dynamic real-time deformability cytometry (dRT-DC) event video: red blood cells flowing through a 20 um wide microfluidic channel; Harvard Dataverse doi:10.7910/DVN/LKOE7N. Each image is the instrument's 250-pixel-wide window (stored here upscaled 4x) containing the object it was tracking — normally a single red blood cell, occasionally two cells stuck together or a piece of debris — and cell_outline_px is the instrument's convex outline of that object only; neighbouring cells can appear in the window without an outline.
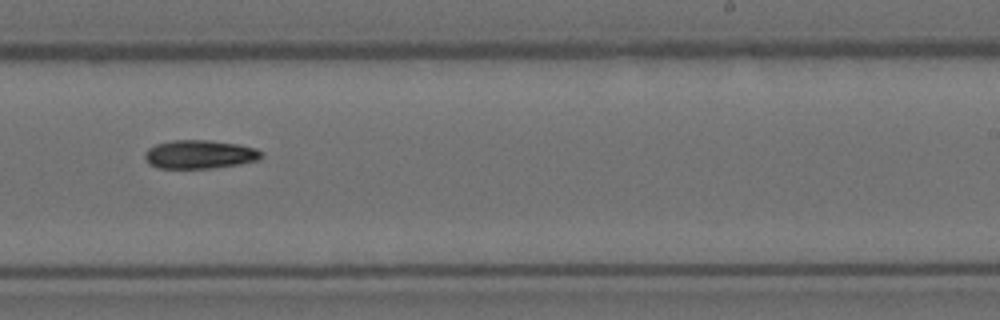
{"species": "Egyptian fruit bat (a non-hibernating species)", "species_latin": "Rousettus aegyptiacus", "temperature_condition": "room temperature", "stored_images_in_passage": 15, "camera_frame_rate_fps": 3000, "um_per_image_px": 0.085, "animal": {"sex": "female"}, "frame": {"image": 1, "passage_image": 9, "time_ms": 2.667, "image_size_px": [1000, 320], "cell_outline_px": [[264, 156], [260, 160], [240, 164], [212, 168], [160, 168], [148, 164], [144, 156], [144, 152], [148, 148], [156, 144], [172, 140], [208, 140], [240, 144], [256, 148], [264, 152]], "centroid_in_image_um": [17.01, 13.12], "position_along_channel_um": 272.0, "area_um2": 19.71}}
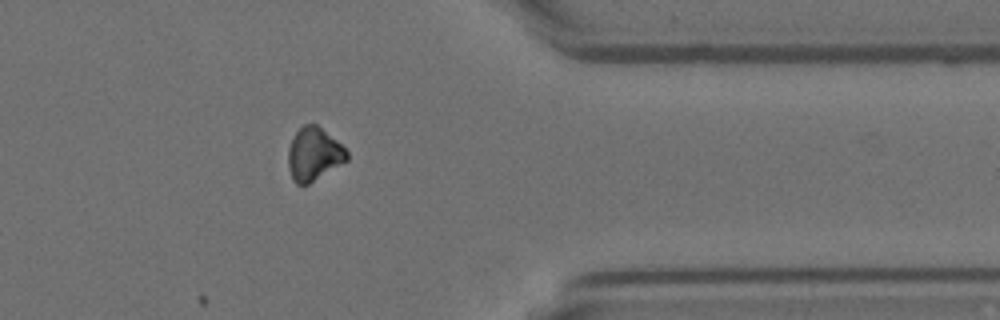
{"frame": {"image": 2, "passage_image": 12, "time_ms": 3.667, "image_size_px": [1000, 320], "cell_outline_px": [[348, 160], [308, 184], [296, 184], [292, 180], [288, 168], [288, 148], [296, 132], [304, 124], [316, 124], [336, 140], [348, 152]], "centroid_in_image_um": [26.66, 13.11], "position_along_channel_um": 384.7, "area_um2": 17.98}}
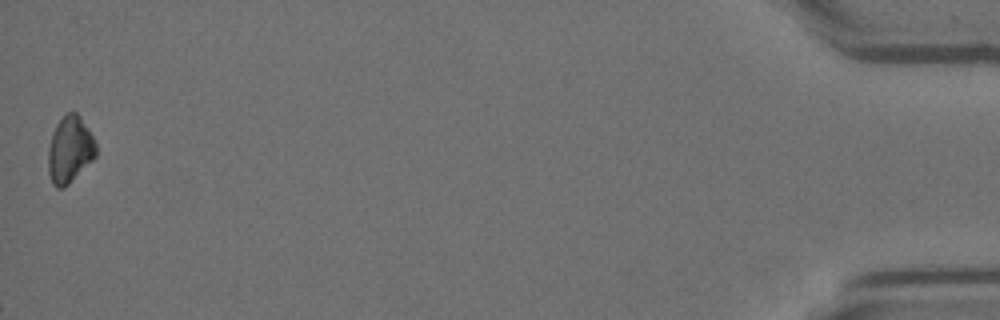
{"frame": {"image": 3, "passage_image": 15, "time_ms": 4.667, "image_size_px": [1000, 320], "cell_outline_px": [[96, 156], [64, 188], [56, 188], [52, 184], [48, 172], [48, 148], [56, 124], [68, 112], [76, 112], [80, 116], [88, 128], [96, 144]], "centroid_in_image_um": [5.92, 12.73], "position_along_channel_um": 429.3, "area_um2": 18.38}}